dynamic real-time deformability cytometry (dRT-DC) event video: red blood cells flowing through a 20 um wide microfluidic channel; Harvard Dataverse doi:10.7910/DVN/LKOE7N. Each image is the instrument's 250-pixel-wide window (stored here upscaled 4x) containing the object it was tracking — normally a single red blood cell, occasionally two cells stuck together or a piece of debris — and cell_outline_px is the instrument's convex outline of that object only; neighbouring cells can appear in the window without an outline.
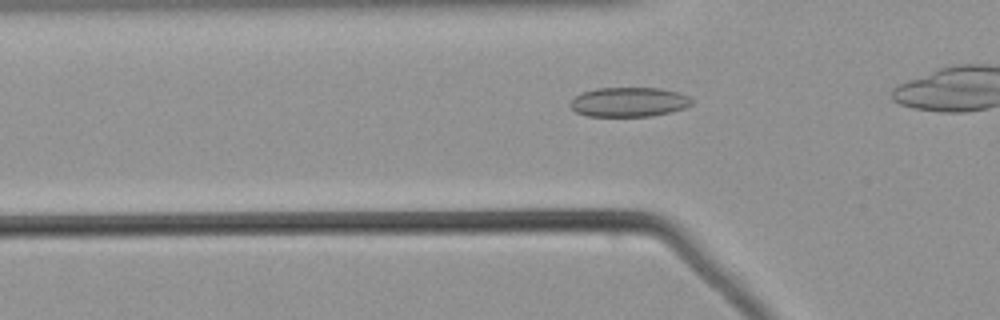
{"species": "common noctule bat (a hibernating species)", "species_latin": "Nyctalus noctula", "temperature_condition": "warm", "stored_images_in_passage": 33, "camera_frame_rate_fps": 3000, "um_per_image_px": 0.085, "animal": {"sex": "male", "body_mass_g": 21.5, "forearm_length_mm": 52.0}, "frame": {"image": 1, "passage_image": 8, "time_ms": 2.333, "image_size_px": [1000, 320], "cell_outline_px": [[692, 104], [684, 108], [652, 116], [588, 116], [576, 112], [568, 104], [576, 96], [584, 92], [596, 88], [656, 88], [680, 92], [688, 96], [692, 100]], "centroid_in_image_um": [53.45, 8.67], "position_along_channel_um": 72.3, "area_um2": 20.75}}
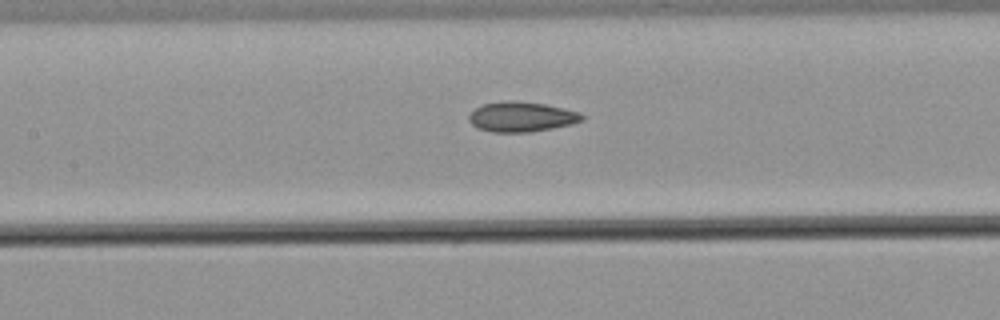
{"frame": {"image": 2, "passage_image": 15, "time_ms": 4.667, "image_size_px": [1000, 320], "cell_outline_px": [[584, 120], [572, 124], [552, 128], [528, 132], [492, 132], [476, 128], [468, 120], [468, 116], [476, 108], [484, 104], [508, 100], [512, 100], [544, 104], [564, 108], [580, 112], [584, 116]], "centroid_in_image_um": [44.33, 9.93], "position_along_channel_um": 163.1, "area_um2": 19.77}}
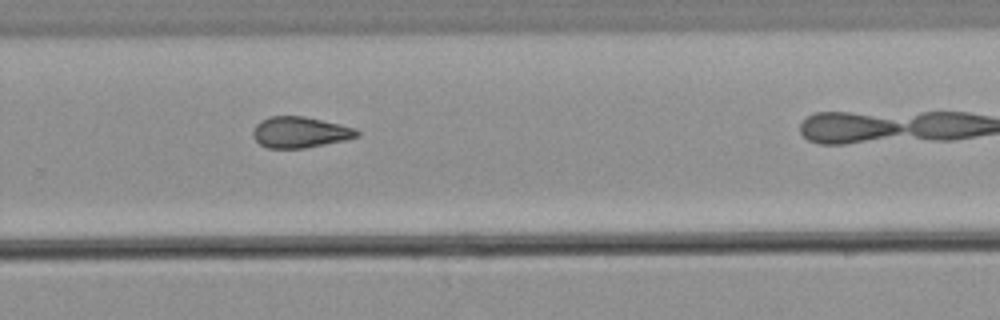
{"frame": {"image": 3, "passage_image": 26, "time_ms": 8.333, "image_size_px": [1000, 320], "cell_outline_px": [[360, 136], [344, 140], [304, 148], [268, 148], [260, 144], [252, 136], [252, 128], [260, 120], [268, 116], [304, 116], [340, 124], [356, 128], [360, 132]], "centroid_in_image_um": [25.48, 11.23], "position_along_channel_um": 304.3, "area_um2": 18.9}}